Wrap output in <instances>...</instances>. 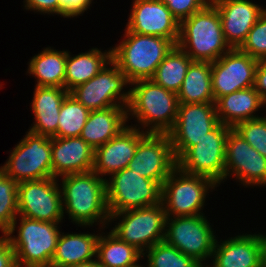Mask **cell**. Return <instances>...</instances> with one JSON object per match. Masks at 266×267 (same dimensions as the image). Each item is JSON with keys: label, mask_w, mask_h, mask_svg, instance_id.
Segmentation results:
<instances>
[{"label": "cell", "mask_w": 266, "mask_h": 267, "mask_svg": "<svg viewBox=\"0 0 266 267\" xmlns=\"http://www.w3.org/2000/svg\"><path fill=\"white\" fill-rule=\"evenodd\" d=\"M254 88L266 102V59L258 62L255 72Z\"/></svg>", "instance_id": "obj_41"}, {"label": "cell", "mask_w": 266, "mask_h": 267, "mask_svg": "<svg viewBox=\"0 0 266 267\" xmlns=\"http://www.w3.org/2000/svg\"><path fill=\"white\" fill-rule=\"evenodd\" d=\"M68 267H103V266H101L100 263L95 259L94 261L74 264Z\"/></svg>", "instance_id": "obj_43"}, {"label": "cell", "mask_w": 266, "mask_h": 267, "mask_svg": "<svg viewBox=\"0 0 266 267\" xmlns=\"http://www.w3.org/2000/svg\"><path fill=\"white\" fill-rule=\"evenodd\" d=\"M67 50L46 47L28 62V75H32L39 87L64 88Z\"/></svg>", "instance_id": "obj_28"}, {"label": "cell", "mask_w": 266, "mask_h": 267, "mask_svg": "<svg viewBox=\"0 0 266 267\" xmlns=\"http://www.w3.org/2000/svg\"><path fill=\"white\" fill-rule=\"evenodd\" d=\"M101 50L91 48L74 56L67 50L64 88L68 92L95 77L111 61V48Z\"/></svg>", "instance_id": "obj_27"}, {"label": "cell", "mask_w": 266, "mask_h": 267, "mask_svg": "<svg viewBox=\"0 0 266 267\" xmlns=\"http://www.w3.org/2000/svg\"><path fill=\"white\" fill-rule=\"evenodd\" d=\"M177 45L193 61L211 63L231 49L224 38L219 12L211 2L180 23Z\"/></svg>", "instance_id": "obj_4"}, {"label": "cell", "mask_w": 266, "mask_h": 267, "mask_svg": "<svg viewBox=\"0 0 266 267\" xmlns=\"http://www.w3.org/2000/svg\"><path fill=\"white\" fill-rule=\"evenodd\" d=\"M230 129L219 122L177 159V167L186 173L210 178L218 186L224 183L226 140Z\"/></svg>", "instance_id": "obj_11"}, {"label": "cell", "mask_w": 266, "mask_h": 267, "mask_svg": "<svg viewBox=\"0 0 266 267\" xmlns=\"http://www.w3.org/2000/svg\"><path fill=\"white\" fill-rule=\"evenodd\" d=\"M239 49L258 61L266 59V10L248 32Z\"/></svg>", "instance_id": "obj_36"}, {"label": "cell", "mask_w": 266, "mask_h": 267, "mask_svg": "<svg viewBox=\"0 0 266 267\" xmlns=\"http://www.w3.org/2000/svg\"><path fill=\"white\" fill-rule=\"evenodd\" d=\"M68 93L61 87L35 86L30 103L35 122L28 130L47 137H57L59 112Z\"/></svg>", "instance_id": "obj_23"}, {"label": "cell", "mask_w": 266, "mask_h": 267, "mask_svg": "<svg viewBox=\"0 0 266 267\" xmlns=\"http://www.w3.org/2000/svg\"><path fill=\"white\" fill-rule=\"evenodd\" d=\"M126 29L140 35L158 36L176 45L180 23L161 0H132Z\"/></svg>", "instance_id": "obj_18"}, {"label": "cell", "mask_w": 266, "mask_h": 267, "mask_svg": "<svg viewBox=\"0 0 266 267\" xmlns=\"http://www.w3.org/2000/svg\"><path fill=\"white\" fill-rule=\"evenodd\" d=\"M126 106H114L90 112L80 137L94 150L104 145L127 127Z\"/></svg>", "instance_id": "obj_25"}, {"label": "cell", "mask_w": 266, "mask_h": 267, "mask_svg": "<svg viewBox=\"0 0 266 267\" xmlns=\"http://www.w3.org/2000/svg\"><path fill=\"white\" fill-rule=\"evenodd\" d=\"M211 71V62L193 61L177 92L179 103H215Z\"/></svg>", "instance_id": "obj_29"}, {"label": "cell", "mask_w": 266, "mask_h": 267, "mask_svg": "<svg viewBox=\"0 0 266 267\" xmlns=\"http://www.w3.org/2000/svg\"><path fill=\"white\" fill-rule=\"evenodd\" d=\"M60 1V17L74 18L90 8L93 0H59Z\"/></svg>", "instance_id": "obj_38"}, {"label": "cell", "mask_w": 266, "mask_h": 267, "mask_svg": "<svg viewBox=\"0 0 266 267\" xmlns=\"http://www.w3.org/2000/svg\"><path fill=\"white\" fill-rule=\"evenodd\" d=\"M0 267H18L15 252L5 235L0 236Z\"/></svg>", "instance_id": "obj_40"}, {"label": "cell", "mask_w": 266, "mask_h": 267, "mask_svg": "<svg viewBox=\"0 0 266 267\" xmlns=\"http://www.w3.org/2000/svg\"><path fill=\"white\" fill-rule=\"evenodd\" d=\"M123 35V40L111 47V60L130 84L151 79L159 64L176 45L170 39L140 35L126 28Z\"/></svg>", "instance_id": "obj_3"}, {"label": "cell", "mask_w": 266, "mask_h": 267, "mask_svg": "<svg viewBox=\"0 0 266 267\" xmlns=\"http://www.w3.org/2000/svg\"><path fill=\"white\" fill-rule=\"evenodd\" d=\"M211 261L206 267H261L259 233L217 239Z\"/></svg>", "instance_id": "obj_22"}, {"label": "cell", "mask_w": 266, "mask_h": 267, "mask_svg": "<svg viewBox=\"0 0 266 267\" xmlns=\"http://www.w3.org/2000/svg\"><path fill=\"white\" fill-rule=\"evenodd\" d=\"M99 234L100 232L97 234L61 232L50 267H68L94 261Z\"/></svg>", "instance_id": "obj_26"}, {"label": "cell", "mask_w": 266, "mask_h": 267, "mask_svg": "<svg viewBox=\"0 0 266 267\" xmlns=\"http://www.w3.org/2000/svg\"><path fill=\"white\" fill-rule=\"evenodd\" d=\"M18 183L0 166V231L5 235L18 216Z\"/></svg>", "instance_id": "obj_34"}, {"label": "cell", "mask_w": 266, "mask_h": 267, "mask_svg": "<svg viewBox=\"0 0 266 267\" xmlns=\"http://www.w3.org/2000/svg\"><path fill=\"white\" fill-rule=\"evenodd\" d=\"M109 214L162 203V184L124 168L106 179Z\"/></svg>", "instance_id": "obj_9"}, {"label": "cell", "mask_w": 266, "mask_h": 267, "mask_svg": "<svg viewBox=\"0 0 266 267\" xmlns=\"http://www.w3.org/2000/svg\"><path fill=\"white\" fill-rule=\"evenodd\" d=\"M90 112L68 93L60 108L57 137H80Z\"/></svg>", "instance_id": "obj_32"}, {"label": "cell", "mask_w": 266, "mask_h": 267, "mask_svg": "<svg viewBox=\"0 0 266 267\" xmlns=\"http://www.w3.org/2000/svg\"><path fill=\"white\" fill-rule=\"evenodd\" d=\"M260 246H261V267H266V235L260 234Z\"/></svg>", "instance_id": "obj_42"}, {"label": "cell", "mask_w": 266, "mask_h": 267, "mask_svg": "<svg viewBox=\"0 0 266 267\" xmlns=\"http://www.w3.org/2000/svg\"><path fill=\"white\" fill-rule=\"evenodd\" d=\"M231 175L244 187H266V158L233 128L226 140L225 181Z\"/></svg>", "instance_id": "obj_16"}, {"label": "cell", "mask_w": 266, "mask_h": 267, "mask_svg": "<svg viewBox=\"0 0 266 267\" xmlns=\"http://www.w3.org/2000/svg\"><path fill=\"white\" fill-rule=\"evenodd\" d=\"M147 134L139 128L128 125L118 135L94 150L92 171L106 180L120 170L127 168L134 156L139 141ZM105 176V178H104Z\"/></svg>", "instance_id": "obj_20"}, {"label": "cell", "mask_w": 266, "mask_h": 267, "mask_svg": "<svg viewBox=\"0 0 266 267\" xmlns=\"http://www.w3.org/2000/svg\"><path fill=\"white\" fill-rule=\"evenodd\" d=\"M130 87L127 118L129 121L135 117L138 123H131V126L147 133L167 134L177 118V93L157 85L151 79L132 82Z\"/></svg>", "instance_id": "obj_2"}, {"label": "cell", "mask_w": 266, "mask_h": 267, "mask_svg": "<svg viewBox=\"0 0 266 267\" xmlns=\"http://www.w3.org/2000/svg\"><path fill=\"white\" fill-rule=\"evenodd\" d=\"M60 178L63 214L67 213L68 219L79 227L99 225L100 232L108 228L110 214L106 202V180L94 171Z\"/></svg>", "instance_id": "obj_1"}, {"label": "cell", "mask_w": 266, "mask_h": 267, "mask_svg": "<svg viewBox=\"0 0 266 267\" xmlns=\"http://www.w3.org/2000/svg\"><path fill=\"white\" fill-rule=\"evenodd\" d=\"M129 267H145V266L141 265V262L139 261V263L137 262L136 264Z\"/></svg>", "instance_id": "obj_44"}, {"label": "cell", "mask_w": 266, "mask_h": 267, "mask_svg": "<svg viewBox=\"0 0 266 267\" xmlns=\"http://www.w3.org/2000/svg\"><path fill=\"white\" fill-rule=\"evenodd\" d=\"M59 226L60 223L33 220L18 215L5 234L15 252L17 266L50 267L61 233ZM14 231H17L16 236Z\"/></svg>", "instance_id": "obj_5"}, {"label": "cell", "mask_w": 266, "mask_h": 267, "mask_svg": "<svg viewBox=\"0 0 266 267\" xmlns=\"http://www.w3.org/2000/svg\"><path fill=\"white\" fill-rule=\"evenodd\" d=\"M106 233L101 232L97 241L96 260L101 266L129 267L144 259L134 246L120 240L111 231Z\"/></svg>", "instance_id": "obj_30"}, {"label": "cell", "mask_w": 266, "mask_h": 267, "mask_svg": "<svg viewBox=\"0 0 266 267\" xmlns=\"http://www.w3.org/2000/svg\"><path fill=\"white\" fill-rule=\"evenodd\" d=\"M210 2L219 12L224 38L231 49L242 46L248 32L266 10L252 0H211Z\"/></svg>", "instance_id": "obj_19"}, {"label": "cell", "mask_w": 266, "mask_h": 267, "mask_svg": "<svg viewBox=\"0 0 266 267\" xmlns=\"http://www.w3.org/2000/svg\"><path fill=\"white\" fill-rule=\"evenodd\" d=\"M205 214L167 217L164 241L187 256H191L202 267L210 261L217 241L214 229Z\"/></svg>", "instance_id": "obj_8"}, {"label": "cell", "mask_w": 266, "mask_h": 267, "mask_svg": "<svg viewBox=\"0 0 266 267\" xmlns=\"http://www.w3.org/2000/svg\"><path fill=\"white\" fill-rule=\"evenodd\" d=\"M144 257H147L145 263L147 267H202L191 256H187L165 241L150 247L143 254Z\"/></svg>", "instance_id": "obj_33"}, {"label": "cell", "mask_w": 266, "mask_h": 267, "mask_svg": "<svg viewBox=\"0 0 266 267\" xmlns=\"http://www.w3.org/2000/svg\"><path fill=\"white\" fill-rule=\"evenodd\" d=\"M167 215L162 203L112 213L108 227L120 240L134 246L142 254L156 243L164 241Z\"/></svg>", "instance_id": "obj_6"}, {"label": "cell", "mask_w": 266, "mask_h": 267, "mask_svg": "<svg viewBox=\"0 0 266 267\" xmlns=\"http://www.w3.org/2000/svg\"><path fill=\"white\" fill-rule=\"evenodd\" d=\"M128 87L127 78L111 60L95 77L74 87L69 94L90 111L102 110L114 106L127 107Z\"/></svg>", "instance_id": "obj_12"}, {"label": "cell", "mask_w": 266, "mask_h": 267, "mask_svg": "<svg viewBox=\"0 0 266 267\" xmlns=\"http://www.w3.org/2000/svg\"><path fill=\"white\" fill-rule=\"evenodd\" d=\"M177 167L169 135L147 133L138 143L134 156L127 168L142 177L160 182L169 177Z\"/></svg>", "instance_id": "obj_15"}, {"label": "cell", "mask_w": 266, "mask_h": 267, "mask_svg": "<svg viewBox=\"0 0 266 267\" xmlns=\"http://www.w3.org/2000/svg\"><path fill=\"white\" fill-rule=\"evenodd\" d=\"M1 166L17 183L52 177L51 137L27 131Z\"/></svg>", "instance_id": "obj_10"}, {"label": "cell", "mask_w": 266, "mask_h": 267, "mask_svg": "<svg viewBox=\"0 0 266 267\" xmlns=\"http://www.w3.org/2000/svg\"><path fill=\"white\" fill-rule=\"evenodd\" d=\"M58 182L50 177L18 183V215L45 222H63L65 215Z\"/></svg>", "instance_id": "obj_13"}, {"label": "cell", "mask_w": 266, "mask_h": 267, "mask_svg": "<svg viewBox=\"0 0 266 267\" xmlns=\"http://www.w3.org/2000/svg\"><path fill=\"white\" fill-rule=\"evenodd\" d=\"M52 177L91 172L94 149L81 137H51Z\"/></svg>", "instance_id": "obj_21"}, {"label": "cell", "mask_w": 266, "mask_h": 267, "mask_svg": "<svg viewBox=\"0 0 266 267\" xmlns=\"http://www.w3.org/2000/svg\"><path fill=\"white\" fill-rule=\"evenodd\" d=\"M247 143L266 158V116L243 121L233 128Z\"/></svg>", "instance_id": "obj_35"}, {"label": "cell", "mask_w": 266, "mask_h": 267, "mask_svg": "<svg viewBox=\"0 0 266 267\" xmlns=\"http://www.w3.org/2000/svg\"><path fill=\"white\" fill-rule=\"evenodd\" d=\"M264 106L266 102L254 86L224 95L215 101L219 122L231 128L243 121L260 118L255 114Z\"/></svg>", "instance_id": "obj_24"}, {"label": "cell", "mask_w": 266, "mask_h": 267, "mask_svg": "<svg viewBox=\"0 0 266 267\" xmlns=\"http://www.w3.org/2000/svg\"><path fill=\"white\" fill-rule=\"evenodd\" d=\"M193 60L175 45L157 67L151 80L167 90L177 93Z\"/></svg>", "instance_id": "obj_31"}, {"label": "cell", "mask_w": 266, "mask_h": 267, "mask_svg": "<svg viewBox=\"0 0 266 267\" xmlns=\"http://www.w3.org/2000/svg\"><path fill=\"white\" fill-rule=\"evenodd\" d=\"M24 9L47 15H60L59 0H24Z\"/></svg>", "instance_id": "obj_39"}, {"label": "cell", "mask_w": 266, "mask_h": 267, "mask_svg": "<svg viewBox=\"0 0 266 267\" xmlns=\"http://www.w3.org/2000/svg\"><path fill=\"white\" fill-rule=\"evenodd\" d=\"M258 60L238 49H230L212 62L214 101L235 91L254 86Z\"/></svg>", "instance_id": "obj_17"}, {"label": "cell", "mask_w": 266, "mask_h": 267, "mask_svg": "<svg viewBox=\"0 0 266 267\" xmlns=\"http://www.w3.org/2000/svg\"><path fill=\"white\" fill-rule=\"evenodd\" d=\"M218 123L215 103H179L175 124L167 133L176 160Z\"/></svg>", "instance_id": "obj_14"}, {"label": "cell", "mask_w": 266, "mask_h": 267, "mask_svg": "<svg viewBox=\"0 0 266 267\" xmlns=\"http://www.w3.org/2000/svg\"><path fill=\"white\" fill-rule=\"evenodd\" d=\"M217 187L210 178L176 167L162 184V204L167 217L204 214L202 210L208 193Z\"/></svg>", "instance_id": "obj_7"}, {"label": "cell", "mask_w": 266, "mask_h": 267, "mask_svg": "<svg viewBox=\"0 0 266 267\" xmlns=\"http://www.w3.org/2000/svg\"><path fill=\"white\" fill-rule=\"evenodd\" d=\"M173 16L181 23L194 13L202 10L211 0H161Z\"/></svg>", "instance_id": "obj_37"}]
</instances>
